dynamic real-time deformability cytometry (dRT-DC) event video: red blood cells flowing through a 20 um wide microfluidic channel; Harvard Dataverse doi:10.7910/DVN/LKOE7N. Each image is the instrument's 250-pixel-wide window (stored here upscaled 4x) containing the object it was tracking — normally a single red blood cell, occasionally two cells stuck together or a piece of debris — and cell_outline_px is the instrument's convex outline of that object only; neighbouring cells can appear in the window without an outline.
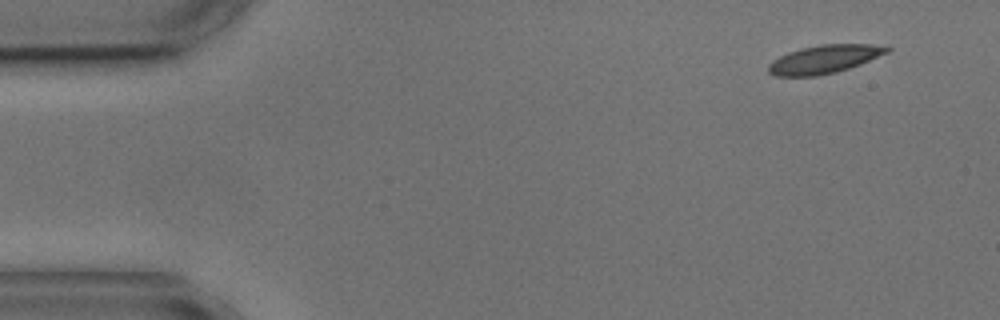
{"species": "common noctule bat (a hibernating species)", "species_latin": "Nyctalus noctula", "temperature_condition": "cold", "stored_images_in_passage": 4, "camera_frame_rate_fps": 3000, "um_per_image_px": 0.085, "animal": {"sex": "male", "body_mass_g": 17.9, "forearm_length_mm": 54.2}, "frame": {"image": 1, "passage_image": 1, "time_ms": 0.0, "image_size_px": [1000, 320], "cell_outline_px": [[892, 48], [888, 52], [860, 64], [836, 72], [816, 76], [776, 76], [768, 72], [768, 64], [772, 60], [788, 52], [800, 48], [820, 44], [888, 44]], "centroid_in_image_um": [70.09, 5.02], "position_along_channel_um": 14.9, "area_um2": 19.71}}
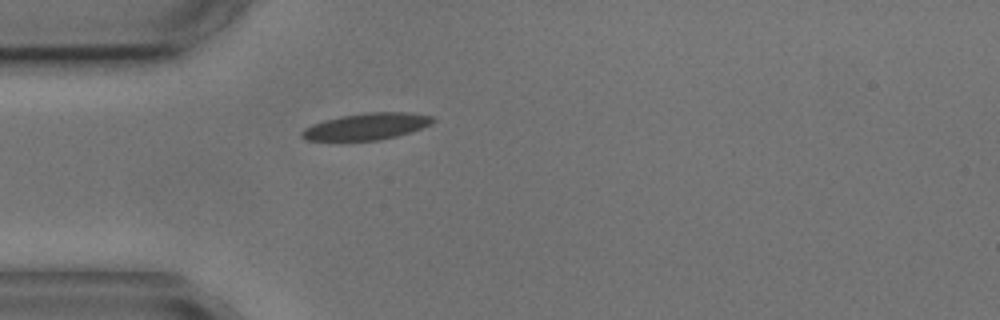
{"frame": {"image": 2, "passage_image": 4, "time_ms": 3.667, "image_size_px": [1000, 320], "cell_outline_px": [[436, 120], [432, 124], [396, 136], [380, 140], [308, 140], [300, 136], [300, 132], [304, 128], [312, 124], [324, 120], [340, 116], [364, 112], [408, 112], [432, 116]], "centroid_in_image_um": [31.14, 10.73], "position_along_channel_um": 53.9, "area_um2": 20.29}}